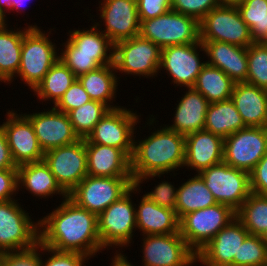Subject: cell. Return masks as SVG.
I'll return each instance as SVG.
<instances>
[{
    "mask_svg": "<svg viewBox=\"0 0 267 266\" xmlns=\"http://www.w3.org/2000/svg\"><path fill=\"white\" fill-rule=\"evenodd\" d=\"M40 242L57 251L78 252L91 258L103 250L97 215L69 197L39 219Z\"/></svg>",
    "mask_w": 267,
    "mask_h": 266,
    "instance_id": "obj_1",
    "label": "cell"
},
{
    "mask_svg": "<svg viewBox=\"0 0 267 266\" xmlns=\"http://www.w3.org/2000/svg\"><path fill=\"white\" fill-rule=\"evenodd\" d=\"M163 125L143 140L134 139L131 172L137 188L146 180L184 168L185 136Z\"/></svg>",
    "mask_w": 267,
    "mask_h": 266,
    "instance_id": "obj_2",
    "label": "cell"
},
{
    "mask_svg": "<svg viewBox=\"0 0 267 266\" xmlns=\"http://www.w3.org/2000/svg\"><path fill=\"white\" fill-rule=\"evenodd\" d=\"M43 31L36 24L25 26L21 50V64L17 72L31 92L42 82L49 69L59 59V48L50 40L51 28Z\"/></svg>",
    "mask_w": 267,
    "mask_h": 266,
    "instance_id": "obj_3",
    "label": "cell"
},
{
    "mask_svg": "<svg viewBox=\"0 0 267 266\" xmlns=\"http://www.w3.org/2000/svg\"><path fill=\"white\" fill-rule=\"evenodd\" d=\"M137 192H141V188L134 185L125 195L97 216L98 235L105 249L109 250L110 247L121 249L131 246L134 232L137 229L136 203L132 202V194H137Z\"/></svg>",
    "mask_w": 267,
    "mask_h": 266,
    "instance_id": "obj_4",
    "label": "cell"
},
{
    "mask_svg": "<svg viewBox=\"0 0 267 266\" xmlns=\"http://www.w3.org/2000/svg\"><path fill=\"white\" fill-rule=\"evenodd\" d=\"M139 35L161 49L200 42V22L193 17L169 10L153 19L140 22Z\"/></svg>",
    "mask_w": 267,
    "mask_h": 266,
    "instance_id": "obj_5",
    "label": "cell"
},
{
    "mask_svg": "<svg viewBox=\"0 0 267 266\" xmlns=\"http://www.w3.org/2000/svg\"><path fill=\"white\" fill-rule=\"evenodd\" d=\"M134 186L132 177H84L68 194L78 206L97 216Z\"/></svg>",
    "mask_w": 267,
    "mask_h": 266,
    "instance_id": "obj_6",
    "label": "cell"
},
{
    "mask_svg": "<svg viewBox=\"0 0 267 266\" xmlns=\"http://www.w3.org/2000/svg\"><path fill=\"white\" fill-rule=\"evenodd\" d=\"M235 218L236 211L227 205L217 203L184 215L179 220V233L197 254Z\"/></svg>",
    "mask_w": 267,
    "mask_h": 266,
    "instance_id": "obj_7",
    "label": "cell"
},
{
    "mask_svg": "<svg viewBox=\"0 0 267 266\" xmlns=\"http://www.w3.org/2000/svg\"><path fill=\"white\" fill-rule=\"evenodd\" d=\"M39 241V220L32 221L16 199L0 201V251L29 248Z\"/></svg>",
    "mask_w": 267,
    "mask_h": 266,
    "instance_id": "obj_8",
    "label": "cell"
},
{
    "mask_svg": "<svg viewBox=\"0 0 267 266\" xmlns=\"http://www.w3.org/2000/svg\"><path fill=\"white\" fill-rule=\"evenodd\" d=\"M160 58L161 48L140 35L114 45V66L117 73L155 78L160 73Z\"/></svg>",
    "mask_w": 267,
    "mask_h": 266,
    "instance_id": "obj_9",
    "label": "cell"
},
{
    "mask_svg": "<svg viewBox=\"0 0 267 266\" xmlns=\"http://www.w3.org/2000/svg\"><path fill=\"white\" fill-rule=\"evenodd\" d=\"M200 41H218L249 47L254 40L237 6L219 5L200 21Z\"/></svg>",
    "mask_w": 267,
    "mask_h": 266,
    "instance_id": "obj_10",
    "label": "cell"
},
{
    "mask_svg": "<svg viewBox=\"0 0 267 266\" xmlns=\"http://www.w3.org/2000/svg\"><path fill=\"white\" fill-rule=\"evenodd\" d=\"M198 175L217 203L237 211L251 194L250 173L229 166L224 161L204 169Z\"/></svg>",
    "mask_w": 267,
    "mask_h": 266,
    "instance_id": "obj_11",
    "label": "cell"
},
{
    "mask_svg": "<svg viewBox=\"0 0 267 266\" xmlns=\"http://www.w3.org/2000/svg\"><path fill=\"white\" fill-rule=\"evenodd\" d=\"M121 106L110 109L95 125L93 131L85 138V143H96L124 150L130 157L134 151L136 126L141 121L137 111L134 113ZM136 126V127H135Z\"/></svg>",
    "mask_w": 267,
    "mask_h": 266,
    "instance_id": "obj_12",
    "label": "cell"
},
{
    "mask_svg": "<svg viewBox=\"0 0 267 266\" xmlns=\"http://www.w3.org/2000/svg\"><path fill=\"white\" fill-rule=\"evenodd\" d=\"M267 152V127H246L224 138L223 161L251 172Z\"/></svg>",
    "mask_w": 267,
    "mask_h": 266,
    "instance_id": "obj_13",
    "label": "cell"
},
{
    "mask_svg": "<svg viewBox=\"0 0 267 266\" xmlns=\"http://www.w3.org/2000/svg\"><path fill=\"white\" fill-rule=\"evenodd\" d=\"M142 266H193L196 253L187 245L180 233L144 235Z\"/></svg>",
    "mask_w": 267,
    "mask_h": 266,
    "instance_id": "obj_14",
    "label": "cell"
},
{
    "mask_svg": "<svg viewBox=\"0 0 267 266\" xmlns=\"http://www.w3.org/2000/svg\"><path fill=\"white\" fill-rule=\"evenodd\" d=\"M44 162L60 187L69 194L88 175L85 139L45 152Z\"/></svg>",
    "mask_w": 267,
    "mask_h": 266,
    "instance_id": "obj_15",
    "label": "cell"
},
{
    "mask_svg": "<svg viewBox=\"0 0 267 266\" xmlns=\"http://www.w3.org/2000/svg\"><path fill=\"white\" fill-rule=\"evenodd\" d=\"M200 51L205 53L201 41L165 47L161 49L159 71L164 69L177 87L184 86V90L193 88L200 71L206 65V61L201 60Z\"/></svg>",
    "mask_w": 267,
    "mask_h": 266,
    "instance_id": "obj_16",
    "label": "cell"
},
{
    "mask_svg": "<svg viewBox=\"0 0 267 266\" xmlns=\"http://www.w3.org/2000/svg\"><path fill=\"white\" fill-rule=\"evenodd\" d=\"M97 8L100 11L97 15L102 20L101 24L97 20L94 23L114 45L139 35L137 0H100ZM102 25L105 26L103 30Z\"/></svg>",
    "mask_w": 267,
    "mask_h": 266,
    "instance_id": "obj_17",
    "label": "cell"
},
{
    "mask_svg": "<svg viewBox=\"0 0 267 266\" xmlns=\"http://www.w3.org/2000/svg\"><path fill=\"white\" fill-rule=\"evenodd\" d=\"M5 132L13 162L16 166L44 160V151L39 145L30 120L15 110L6 112V121L0 124Z\"/></svg>",
    "mask_w": 267,
    "mask_h": 266,
    "instance_id": "obj_18",
    "label": "cell"
},
{
    "mask_svg": "<svg viewBox=\"0 0 267 266\" xmlns=\"http://www.w3.org/2000/svg\"><path fill=\"white\" fill-rule=\"evenodd\" d=\"M249 231L237 219L222 228L196 254V263L202 266H238L240 245Z\"/></svg>",
    "mask_w": 267,
    "mask_h": 266,
    "instance_id": "obj_19",
    "label": "cell"
},
{
    "mask_svg": "<svg viewBox=\"0 0 267 266\" xmlns=\"http://www.w3.org/2000/svg\"><path fill=\"white\" fill-rule=\"evenodd\" d=\"M43 110L23 114L30 120L44 153L80 140L66 113L56 110L53 106Z\"/></svg>",
    "mask_w": 267,
    "mask_h": 266,
    "instance_id": "obj_20",
    "label": "cell"
},
{
    "mask_svg": "<svg viewBox=\"0 0 267 266\" xmlns=\"http://www.w3.org/2000/svg\"><path fill=\"white\" fill-rule=\"evenodd\" d=\"M224 138L206 130L185 136L184 167L200 173L223 162ZM187 166V167H186Z\"/></svg>",
    "mask_w": 267,
    "mask_h": 266,
    "instance_id": "obj_21",
    "label": "cell"
},
{
    "mask_svg": "<svg viewBox=\"0 0 267 266\" xmlns=\"http://www.w3.org/2000/svg\"><path fill=\"white\" fill-rule=\"evenodd\" d=\"M87 172L90 176L132 177L131 157L122 149L86 143Z\"/></svg>",
    "mask_w": 267,
    "mask_h": 266,
    "instance_id": "obj_22",
    "label": "cell"
},
{
    "mask_svg": "<svg viewBox=\"0 0 267 266\" xmlns=\"http://www.w3.org/2000/svg\"><path fill=\"white\" fill-rule=\"evenodd\" d=\"M208 60L206 64L221 69L235 83L246 82L247 48L218 41H201Z\"/></svg>",
    "mask_w": 267,
    "mask_h": 266,
    "instance_id": "obj_23",
    "label": "cell"
},
{
    "mask_svg": "<svg viewBox=\"0 0 267 266\" xmlns=\"http://www.w3.org/2000/svg\"><path fill=\"white\" fill-rule=\"evenodd\" d=\"M177 102L174 117H172L173 124L165 126L184 136L204 130L208 100L194 88H187L181 100Z\"/></svg>",
    "mask_w": 267,
    "mask_h": 266,
    "instance_id": "obj_24",
    "label": "cell"
},
{
    "mask_svg": "<svg viewBox=\"0 0 267 266\" xmlns=\"http://www.w3.org/2000/svg\"><path fill=\"white\" fill-rule=\"evenodd\" d=\"M231 99L246 127H267V90L235 83Z\"/></svg>",
    "mask_w": 267,
    "mask_h": 266,
    "instance_id": "obj_25",
    "label": "cell"
},
{
    "mask_svg": "<svg viewBox=\"0 0 267 266\" xmlns=\"http://www.w3.org/2000/svg\"><path fill=\"white\" fill-rule=\"evenodd\" d=\"M135 207L137 230L144 235H167L179 232L176 211L161 207L144 195Z\"/></svg>",
    "mask_w": 267,
    "mask_h": 266,
    "instance_id": "obj_26",
    "label": "cell"
},
{
    "mask_svg": "<svg viewBox=\"0 0 267 266\" xmlns=\"http://www.w3.org/2000/svg\"><path fill=\"white\" fill-rule=\"evenodd\" d=\"M18 170V189H25L32 196L39 199L48 198L55 194L62 196V200L68 194L60 187L56 178L51 173L49 166L43 161L26 163L17 166Z\"/></svg>",
    "mask_w": 267,
    "mask_h": 266,
    "instance_id": "obj_27",
    "label": "cell"
},
{
    "mask_svg": "<svg viewBox=\"0 0 267 266\" xmlns=\"http://www.w3.org/2000/svg\"><path fill=\"white\" fill-rule=\"evenodd\" d=\"M114 64L100 66L88 73L82 74L77 79L89 94L91 100L105 104L109 109L121 106L113 104L118 89L119 78ZM112 104V105H111Z\"/></svg>",
    "mask_w": 267,
    "mask_h": 266,
    "instance_id": "obj_28",
    "label": "cell"
},
{
    "mask_svg": "<svg viewBox=\"0 0 267 266\" xmlns=\"http://www.w3.org/2000/svg\"><path fill=\"white\" fill-rule=\"evenodd\" d=\"M9 24L0 25V82H13L21 64V50L24 28H8ZM16 29V30H15ZM23 29V30H22Z\"/></svg>",
    "mask_w": 267,
    "mask_h": 266,
    "instance_id": "obj_29",
    "label": "cell"
},
{
    "mask_svg": "<svg viewBox=\"0 0 267 266\" xmlns=\"http://www.w3.org/2000/svg\"><path fill=\"white\" fill-rule=\"evenodd\" d=\"M243 128H246V125L231 98L209 103L204 130L226 138Z\"/></svg>",
    "mask_w": 267,
    "mask_h": 266,
    "instance_id": "obj_30",
    "label": "cell"
},
{
    "mask_svg": "<svg viewBox=\"0 0 267 266\" xmlns=\"http://www.w3.org/2000/svg\"><path fill=\"white\" fill-rule=\"evenodd\" d=\"M194 175L178 186L175 211L179 220L188 213L217 204L203 179L198 174Z\"/></svg>",
    "mask_w": 267,
    "mask_h": 266,
    "instance_id": "obj_31",
    "label": "cell"
},
{
    "mask_svg": "<svg viewBox=\"0 0 267 266\" xmlns=\"http://www.w3.org/2000/svg\"><path fill=\"white\" fill-rule=\"evenodd\" d=\"M235 82L221 69L206 64L200 71L194 89L200 92L209 103L231 98Z\"/></svg>",
    "mask_w": 267,
    "mask_h": 266,
    "instance_id": "obj_32",
    "label": "cell"
},
{
    "mask_svg": "<svg viewBox=\"0 0 267 266\" xmlns=\"http://www.w3.org/2000/svg\"><path fill=\"white\" fill-rule=\"evenodd\" d=\"M77 79L74 73L58 59L33 91L39 100L56 104Z\"/></svg>",
    "mask_w": 267,
    "mask_h": 266,
    "instance_id": "obj_33",
    "label": "cell"
},
{
    "mask_svg": "<svg viewBox=\"0 0 267 266\" xmlns=\"http://www.w3.org/2000/svg\"><path fill=\"white\" fill-rule=\"evenodd\" d=\"M92 25L90 29L78 28L68 32L67 39L75 46V54L114 55V44L95 23Z\"/></svg>",
    "mask_w": 267,
    "mask_h": 266,
    "instance_id": "obj_34",
    "label": "cell"
},
{
    "mask_svg": "<svg viewBox=\"0 0 267 266\" xmlns=\"http://www.w3.org/2000/svg\"><path fill=\"white\" fill-rule=\"evenodd\" d=\"M236 218L250 235L262 236L267 229V195L251 192L236 211Z\"/></svg>",
    "mask_w": 267,
    "mask_h": 266,
    "instance_id": "obj_35",
    "label": "cell"
},
{
    "mask_svg": "<svg viewBox=\"0 0 267 266\" xmlns=\"http://www.w3.org/2000/svg\"><path fill=\"white\" fill-rule=\"evenodd\" d=\"M59 59L76 77L88 73L100 66L114 64V55L75 54V46L67 39L62 43Z\"/></svg>",
    "mask_w": 267,
    "mask_h": 266,
    "instance_id": "obj_36",
    "label": "cell"
},
{
    "mask_svg": "<svg viewBox=\"0 0 267 266\" xmlns=\"http://www.w3.org/2000/svg\"><path fill=\"white\" fill-rule=\"evenodd\" d=\"M108 110L110 109L105 104L91 100L77 109L69 111L67 115L75 133L80 139H85Z\"/></svg>",
    "mask_w": 267,
    "mask_h": 266,
    "instance_id": "obj_37",
    "label": "cell"
},
{
    "mask_svg": "<svg viewBox=\"0 0 267 266\" xmlns=\"http://www.w3.org/2000/svg\"><path fill=\"white\" fill-rule=\"evenodd\" d=\"M237 7L252 39L261 41L267 34V0H244Z\"/></svg>",
    "mask_w": 267,
    "mask_h": 266,
    "instance_id": "obj_38",
    "label": "cell"
},
{
    "mask_svg": "<svg viewBox=\"0 0 267 266\" xmlns=\"http://www.w3.org/2000/svg\"><path fill=\"white\" fill-rule=\"evenodd\" d=\"M248 75L245 83L267 90V45L254 41L247 47Z\"/></svg>",
    "mask_w": 267,
    "mask_h": 266,
    "instance_id": "obj_39",
    "label": "cell"
},
{
    "mask_svg": "<svg viewBox=\"0 0 267 266\" xmlns=\"http://www.w3.org/2000/svg\"><path fill=\"white\" fill-rule=\"evenodd\" d=\"M238 266H267V246L261 236L246 237L240 245Z\"/></svg>",
    "mask_w": 267,
    "mask_h": 266,
    "instance_id": "obj_40",
    "label": "cell"
},
{
    "mask_svg": "<svg viewBox=\"0 0 267 266\" xmlns=\"http://www.w3.org/2000/svg\"><path fill=\"white\" fill-rule=\"evenodd\" d=\"M42 251L39 241L29 248L3 252L2 266H42Z\"/></svg>",
    "mask_w": 267,
    "mask_h": 266,
    "instance_id": "obj_41",
    "label": "cell"
},
{
    "mask_svg": "<svg viewBox=\"0 0 267 266\" xmlns=\"http://www.w3.org/2000/svg\"><path fill=\"white\" fill-rule=\"evenodd\" d=\"M219 5L218 0H172L171 10L193 17L200 22L210 10Z\"/></svg>",
    "mask_w": 267,
    "mask_h": 266,
    "instance_id": "obj_42",
    "label": "cell"
},
{
    "mask_svg": "<svg viewBox=\"0 0 267 266\" xmlns=\"http://www.w3.org/2000/svg\"><path fill=\"white\" fill-rule=\"evenodd\" d=\"M89 101H91L89 94L85 91L79 80L75 79L69 89L53 107L67 114L69 111L77 109Z\"/></svg>",
    "mask_w": 267,
    "mask_h": 266,
    "instance_id": "obj_43",
    "label": "cell"
},
{
    "mask_svg": "<svg viewBox=\"0 0 267 266\" xmlns=\"http://www.w3.org/2000/svg\"><path fill=\"white\" fill-rule=\"evenodd\" d=\"M43 254L48 257L44 261L42 259V266H86L85 263L90 259L82 253L57 251L44 245Z\"/></svg>",
    "mask_w": 267,
    "mask_h": 266,
    "instance_id": "obj_44",
    "label": "cell"
},
{
    "mask_svg": "<svg viewBox=\"0 0 267 266\" xmlns=\"http://www.w3.org/2000/svg\"><path fill=\"white\" fill-rule=\"evenodd\" d=\"M158 183L152 191L145 193L144 196L161 207L175 210L178 188L168 181Z\"/></svg>",
    "mask_w": 267,
    "mask_h": 266,
    "instance_id": "obj_45",
    "label": "cell"
},
{
    "mask_svg": "<svg viewBox=\"0 0 267 266\" xmlns=\"http://www.w3.org/2000/svg\"><path fill=\"white\" fill-rule=\"evenodd\" d=\"M172 0H137L139 21L156 18L171 10Z\"/></svg>",
    "mask_w": 267,
    "mask_h": 266,
    "instance_id": "obj_46",
    "label": "cell"
},
{
    "mask_svg": "<svg viewBox=\"0 0 267 266\" xmlns=\"http://www.w3.org/2000/svg\"><path fill=\"white\" fill-rule=\"evenodd\" d=\"M18 170L2 169L0 170V201L16 199L18 194Z\"/></svg>",
    "mask_w": 267,
    "mask_h": 266,
    "instance_id": "obj_47",
    "label": "cell"
},
{
    "mask_svg": "<svg viewBox=\"0 0 267 266\" xmlns=\"http://www.w3.org/2000/svg\"><path fill=\"white\" fill-rule=\"evenodd\" d=\"M251 192L267 195V152L250 172Z\"/></svg>",
    "mask_w": 267,
    "mask_h": 266,
    "instance_id": "obj_48",
    "label": "cell"
},
{
    "mask_svg": "<svg viewBox=\"0 0 267 266\" xmlns=\"http://www.w3.org/2000/svg\"><path fill=\"white\" fill-rule=\"evenodd\" d=\"M2 169H17V166L13 162L5 132L0 126V170Z\"/></svg>",
    "mask_w": 267,
    "mask_h": 266,
    "instance_id": "obj_49",
    "label": "cell"
},
{
    "mask_svg": "<svg viewBox=\"0 0 267 266\" xmlns=\"http://www.w3.org/2000/svg\"><path fill=\"white\" fill-rule=\"evenodd\" d=\"M28 1L32 0H0V11L6 16L5 23H8L7 20V12L11 13V11L14 13V10L19 13L23 12V7L28 4ZM24 5V6H23ZM27 7V6H25ZM10 10V11H9Z\"/></svg>",
    "mask_w": 267,
    "mask_h": 266,
    "instance_id": "obj_50",
    "label": "cell"
},
{
    "mask_svg": "<svg viewBox=\"0 0 267 266\" xmlns=\"http://www.w3.org/2000/svg\"><path fill=\"white\" fill-rule=\"evenodd\" d=\"M119 250V251H118ZM113 254V258L111 260L110 266H135L131 262L128 261L126 254H122L123 251L121 252L120 249H118Z\"/></svg>",
    "mask_w": 267,
    "mask_h": 266,
    "instance_id": "obj_51",
    "label": "cell"
},
{
    "mask_svg": "<svg viewBox=\"0 0 267 266\" xmlns=\"http://www.w3.org/2000/svg\"><path fill=\"white\" fill-rule=\"evenodd\" d=\"M221 5H232L237 6L239 3H242L244 0H218Z\"/></svg>",
    "mask_w": 267,
    "mask_h": 266,
    "instance_id": "obj_52",
    "label": "cell"
},
{
    "mask_svg": "<svg viewBox=\"0 0 267 266\" xmlns=\"http://www.w3.org/2000/svg\"><path fill=\"white\" fill-rule=\"evenodd\" d=\"M261 238H262V241H263V242L266 244V246H267V229H266V231L262 234Z\"/></svg>",
    "mask_w": 267,
    "mask_h": 266,
    "instance_id": "obj_53",
    "label": "cell"
},
{
    "mask_svg": "<svg viewBox=\"0 0 267 266\" xmlns=\"http://www.w3.org/2000/svg\"><path fill=\"white\" fill-rule=\"evenodd\" d=\"M6 16L0 11V25L5 23Z\"/></svg>",
    "mask_w": 267,
    "mask_h": 266,
    "instance_id": "obj_54",
    "label": "cell"
},
{
    "mask_svg": "<svg viewBox=\"0 0 267 266\" xmlns=\"http://www.w3.org/2000/svg\"><path fill=\"white\" fill-rule=\"evenodd\" d=\"M260 42L265 44V45H267V34L265 35V37Z\"/></svg>",
    "mask_w": 267,
    "mask_h": 266,
    "instance_id": "obj_55",
    "label": "cell"
},
{
    "mask_svg": "<svg viewBox=\"0 0 267 266\" xmlns=\"http://www.w3.org/2000/svg\"><path fill=\"white\" fill-rule=\"evenodd\" d=\"M3 252L0 251V266H2Z\"/></svg>",
    "mask_w": 267,
    "mask_h": 266,
    "instance_id": "obj_56",
    "label": "cell"
}]
</instances>
